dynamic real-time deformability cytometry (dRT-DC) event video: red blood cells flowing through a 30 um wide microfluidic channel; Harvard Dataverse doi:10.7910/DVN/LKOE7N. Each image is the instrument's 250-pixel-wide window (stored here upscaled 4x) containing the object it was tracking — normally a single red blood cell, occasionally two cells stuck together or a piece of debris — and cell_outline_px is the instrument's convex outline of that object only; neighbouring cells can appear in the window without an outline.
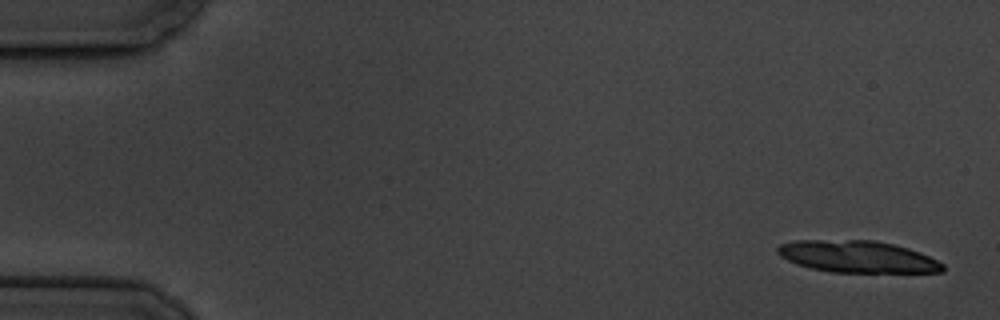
{"species": "common noctule bat (a hibernating species)", "species_latin": "Nyctalus noctula", "temperature_condition": "cold", "stored_images_in_passage": 5, "camera_frame_rate_fps": 3000, "um_per_image_px": 0.085, "animal": {"sex": "male", "body_mass_g": 19.5, "forearm_length_mm": 54.6}, "frame": {"image": 1, "passage_image": 1, "time_ms": 0.0, "image_size_px": [1000, 320], "cell_outline_px": [[944, 272], [832, 272], [808, 268], [796, 264], [780, 256], [776, 252], [776, 248], [780, 244], [796, 240], [876, 240], [908, 248], [920, 252], [944, 264]], "centroid_in_image_um": [72.85, 21.81], "position_along_channel_um": 12.1, "area_um2": 30.75}}